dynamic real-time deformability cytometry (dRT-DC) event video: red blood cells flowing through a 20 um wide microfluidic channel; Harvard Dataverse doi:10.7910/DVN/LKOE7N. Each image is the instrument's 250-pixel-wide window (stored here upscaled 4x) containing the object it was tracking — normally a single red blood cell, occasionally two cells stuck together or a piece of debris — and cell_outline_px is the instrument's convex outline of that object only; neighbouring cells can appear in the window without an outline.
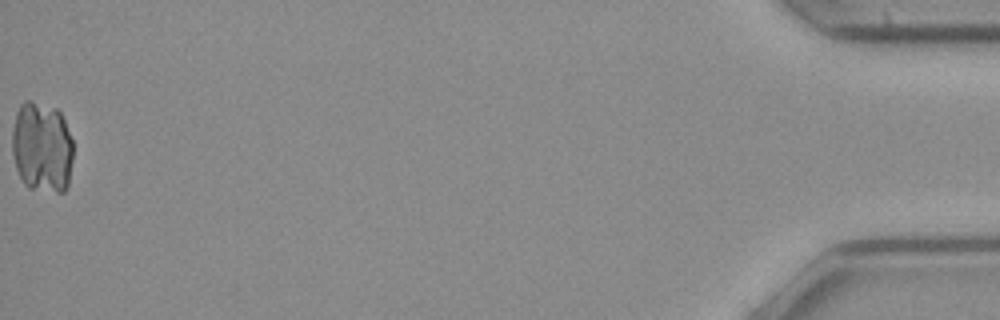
{"species": "common noctule bat (a hibernating species)", "species_latin": "Nyctalus noctula", "temperature_condition": "cold", "stored_images_in_passage": 36, "camera_frame_rate_fps": 3000, "um_per_image_px": 0.085, "animal": {"sex": "female", "body_mass_g": 21.9}, "frame": {"image": 1, "passage_image": 36, "time_ms": 11.667, "image_size_px": [1000, 320], "cell_outline_px": [[72, 160], [68, 184], [64, 192], [56, 192], [28, 188], [24, 184], [16, 168], [12, 152], [12, 132], [16, 112], [20, 104], [24, 100], [32, 100], [56, 108], [60, 112], [64, 120], [72, 140]], "centroid_in_image_um": [3.55, 12.5], "position_along_channel_um": 431.6, "area_um2": 32.66}}